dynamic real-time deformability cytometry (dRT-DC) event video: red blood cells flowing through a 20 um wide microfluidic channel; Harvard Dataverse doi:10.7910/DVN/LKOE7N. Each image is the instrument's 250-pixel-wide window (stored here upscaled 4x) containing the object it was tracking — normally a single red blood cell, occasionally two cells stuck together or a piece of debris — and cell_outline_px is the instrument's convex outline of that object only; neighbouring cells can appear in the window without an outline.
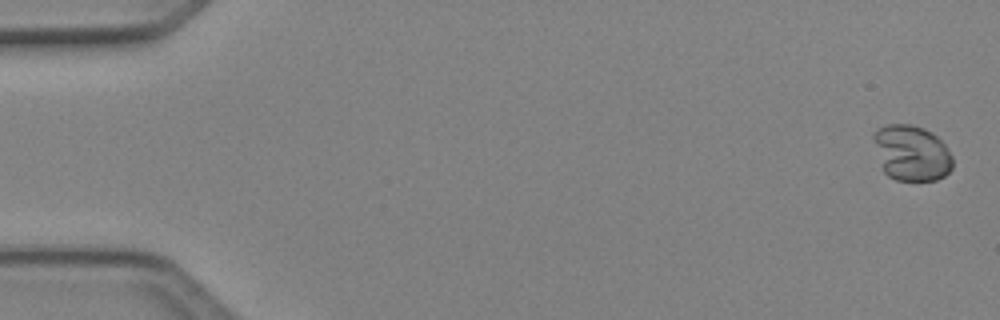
{"species": "Egyptian fruit bat (a non-hibernating species)", "species_latin": "Rousettus aegyptiacus", "temperature_condition": "cold", "stored_images_in_passage": 4, "camera_frame_rate_fps": 3000, "um_per_image_px": 0.085, "animal": {"sex": "female"}, "frame": {"image": 1, "passage_image": 1, "time_ms": 0.0, "image_size_px": [1000, 320], "cell_outline_px": [[952, 168], [944, 176], [936, 180], [896, 180], [888, 176], [884, 172], [872, 140], [872, 132], [876, 128], [888, 124], [912, 124], [924, 128], [932, 132], [944, 144], [952, 156]], "centroid_in_image_um": [77.45, 12.98], "position_along_channel_um": 7.6, "area_um2": 25.84}}